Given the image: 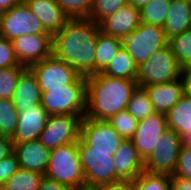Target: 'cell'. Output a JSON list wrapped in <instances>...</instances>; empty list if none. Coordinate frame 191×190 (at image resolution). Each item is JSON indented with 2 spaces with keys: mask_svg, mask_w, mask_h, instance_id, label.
Listing matches in <instances>:
<instances>
[{
  "mask_svg": "<svg viewBox=\"0 0 191 190\" xmlns=\"http://www.w3.org/2000/svg\"><path fill=\"white\" fill-rule=\"evenodd\" d=\"M133 182L134 190H171L169 174L143 171Z\"/></svg>",
  "mask_w": 191,
  "mask_h": 190,
  "instance_id": "cell-31",
  "label": "cell"
},
{
  "mask_svg": "<svg viewBox=\"0 0 191 190\" xmlns=\"http://www.w3.org/2000/svg\"><path fill=\"white\" fill-rule=\"evenodd\" d=\"M168 129L166 115L155 112L139 120L136 132L131 138L139 156L145 161L156 147L160 135Z\"/></svg>",
  "mask_w": 191,
  "mask_h": 190,
  "instance_id": "cell-13",
  "label": "cell"
},
{
  "mask_svg": "<svg viewBox=\"0 0 191 190\" xmlns=\"http://www.w3.org/2000/svg\"><path fill=\"white\" fill-rule=\"evenodd\" d=\"M27 69L23 65L0 69V98L13 99L20 75Z\"/></svg>",
  "mask_w": 191,
  "mask_h": 190,
  "instance_id": "cell-32",
  "label": "cell"
},
{
  "mask_svg": "<svg viewBox=\"0 0 191 190\" xmlns=\"http://www.w3.org/2000/svg\"><path fill=\"white\" fill-rule=\"evenodd\" d=\"M12 41L0 36V69L18 66Z\"/></svg>",
  "mask_w": 191,
  "mask_h": 190,
  "instance_id": "cell-37",
  "label": "cell"
},
{
  "mask_svg": "<svg viewBox=\"0 0 191 190\" xmlns=\"http://www.w3.org/2000/svg\"><path fill=\"white\" fill-rule=\"evenodd\" d=\"M191 28V1L171 0L163 29L168 39Z\"/></svg>",
  "mask_w": 191,
  "mask_h": 190,
  "instance_id": "cell-22",
  "label": "cell"
},
{
  "mask_svg": "<svg viewBox=\"0 0 191 190\" xmlns=\"http://www.w3.org/2000/svg\"><path fill=\"white\" fill-rule=\"evenodd\" d=\"M85 115H49L39 141L49 150L78 142Z\"/></svg>",
  "mask_w": 191,
  "mask_h": 190,
  "instance_id": "cell-11",
  "label": "cell"
},
{
  "mask_svg": "<svg viewBox=\"0 0 191 190\" xmlns=\"http://www.w3.org/2000/svg\"><path fill=\"white\" fill-rule=\"evenodd\" d=\"M42 92L38 81L32 71L27 68L18 79L16 90L13 96V104L18 112H21L32 105L41 104Z\"/></svg>",
  "mask_w": 191,
  "mask_h": 190,
  "instance_id": "cell-21",
  "label": "cell"
},
{
  "mask_svg": "<svg viewBox=\"0 0 191 190\" xmlns=\"http://www.w3.org/2000/svg\"><path fill=\"white\" fill-rule=\"evenodd\" d=\"M21 2L22 0H0V13L8 11Z\"/></svg>",
  "mask_w": 191,
  "mask_h": 190,
  "instance_id": "cell-44",
  "label": "cell"
},
{
  "mask_svg": "<svg viewBox=\"0 0 191 190\" xmlns=\"http://www.w3.org/2000/svg\"><path fill=\"white\" fill-rule=\"evenodd\" d=\"M43 174L27 169L19 170L9 178L3 187L4 190H37Z\"/></svg>",
  "mask_w": 191,
  "mask_h": 190,
  "instance_id": "cell-28",
  "label": "cell"
},
{
  "mask_svg": "<svg viewBox=\"0 0 191 190\" xmlns=\"http://www.w3.org/2000/svg\"><path fill=\"white\" fill-rule=\"evenodd\" d=\"M182 142L184 146L191 148V130L182 138Z\"/></svg>",
  "mask_w": 191,
  "mask_h": 190,
  "instance_id": "cell-46",
  "label": "cell"
},
{
  "mask_svg": "<svg viewBox=\"0 0 191 190\" xmlns=\"http://www.w3.org/2000/svg\"><path fill=\"white\" fill-rule=\"evenodd\" d=\"M50 35L24 1L0 13V36L8 40L24 35Z\"/></svg>",
  "mask_w": 191,
  "mask_h": 190,
  "instance_id": "cell-9",
  "label": "cell"
},
{
  "mask_svg": "<svg viewBox=\"0 0 191 190\" xmlns=\"http://www.w3.org/2000/svg\"><path fill=\"white\" fill-rule=\"evenodd\" d=\"M124 140L107 121L84 117L77 142L78 151L115 152Z\"/></svg>",
  "mask_w": 191,
  "mask_h": 190,
  "instance_id": "cell-7",
  "label": "cell"
},
{
  "mask_svg": "<svg viewBox=\"0 0 191 190\" xmlns=\"http://www.w3.org/2000/svg\"><path fill=\"white\" fill-rule=\"evenodd\" d=\"M44 176L74 190L85 189L78 143L72 142L51 150Z\"/></svg>",
  "mask_w": 191,
  "mask_h": 190,
  "instance_id": "cell-3",
  "label": "cell"
},
{
  "mask_svg": "<svg viewBox=\"0 0 191 190\" xmlns=\"http://www.w3.org/2000/svg\"><path fill=\"white\" fill-rule=\"evenodd\" d=\"M102 74L115 78L136 80L138 67L126 49L121 47Z\"/></svg>",
  "mask_w": 191,
  "mask_h": 190,
  "instance_id": "cell-25",
  "label": "cell"
},
{
  "mask_svg": "<svg viewBox=\"0 0 191 190\" xmlns=\"http://www.w3.org/2000/svg\"><path fill=\"white\" fill-rule=\"evenodd\" d=\"M181 66L166 45L151 55L138 67L136 81L138 86L166 83L180 79Z\"/></svg>",
  "mask_w": 191,
  "mask_h": 190,
  "instance_id": "cell-6",
  "label": "cell"
},
{
  "mask_svg": "<svg viewBox=\"0 0 191 190\" xmlns=\"http://www.w3.org/2000/svg\"><path fill=\"white\" fill-rule=\"evenodd\" d=\"M119 40L121 47L126 49L137 67L156 51L168 45L163 27L142 22L133 32L122 36Z\"/></svg>",
  "mask_w": 191,
  "mask_h": 190,
  "instance_id": "cell-5",
  "label": "cell"
},
{
  "mask_svg": "<svg viewBox=\"0 0 191 190\" xmlns=\"http://www.w3.org/2000/svg\"><path fill=\"white\" fill-rule=\"evenodd\" d=\"M19 121L18 111L11 99L0 98V135L12 137Z\"/></svg>",
  "mask_w": 191,
  "mask_h": 190,
  "instance_id": "cell-30",
  "label": "cell"
},
{
  "mask_svg": "<svg viewBox=\"0 0 191 190\" xmlns=\"http://www.w3.org/2000/svg\"><path fill=\"white\" fill-rule=\"evenodd\" d=\"M165 115L168 129L183 138L191 130V95L184 93Z\"/></svg>",
  "mask_w": 191,
  "mask_h": 190,
  "instance_id": "cell-23",
  "label": "cell"
},
{
  "mask_svg": "<svg viewBox=\"0 0 191 190\" xmlns=\"http://www.w3.org/2000/svg\"><path fill=\"white\" fill-rule=\"evenodd\" d=\"M11 41L17 61L27 68L52 55L51 35H24Z\"/></svg>",
  "mask_w": 191,
  "mask_h": 190,
  "instance_id": "cell-14",
  "label": "cell"
},
{
  "mask_svg": "<svg viewBox=\"0 0 191 190\" xmlns=\"http://www.w3.org/2000/svg\"><path fill=\"white\" fill-rule=\"evenodd\" d=\"M31 12L39 18L47 33L52 37L58 33L69 20L56 0H24Z\"/></svg>",
  "mask_w": 191,
  "mask_h": 190,
  "instance_id": "cell-19",
  "label": "cell"
},
{
  "mask_svg": "<svg viewBox=\"0 0 191 190\" xmlns=\"http://www.w3.org/2000/svg\"><path fill=\"white\" fill-rule=\"evenodd\" d=\"M37 190H74V189L67 185L58 183L54 180H51L43 176Z\"/></svg>",
  "mask_w": 191,
  "mask_h": 190,
  "instance_id": "cell-39",
  "label": "cell"
},
{
  "mask_svg": "<svg viewBox=\"0 0 191 190\" xmlns=\"http://www.w3.org/2000/svg\"><path fill=\"white\" fill-rule=\"evenodd\" d=\"M14 153L17 155L20 168L45 174L51 150L39 139L14 144Z\"/></svg>",
  "mask_w": 191,
  "mask_h": 190,
  "instance_id": "cell-18",
  "label": "cell"
},
{
  "mask_svg": "<svg viewBox=\"0 0 191 190\" xmlns=\"http://www.w3.org/2000/svg\"><path fill=\"white\" fill-rule=\"evenodd\" d=\"M141 24L140 9L132 4H126L100 24V31L120 39L133 32Z\"/></svg>",
  "mask_w": 191,
  "mask_h": 190,
  "instance_id": "cell-17",
  "label": "cell"
},
{
  "mask_svg": "<svg viewBox=\"0 0 191 190\" xmlns=\"http://www.w3.org/2000/svg\"><path fill=\"white\" fill-rule=\"evenodd\" d=\"M136 80L115 78L102 73L86 77V118L108 121L127 109Z\"/></svg>",
  "mask_w": 191,
  "mask_h": 190,
  "instance_id": "cell-2",
  "label": "cell"
},
{
  "mask_svg": "<svg viewBox=\"0 0 191 190\" xmlns=\"http://www.w3.org/2000/svg\"><path fill=\"white\" fill-rule=\"evenodd\" d=\"M170 181L171 190H191V180L171 174Z\"/></svg>",
  "mask_w": 191,
  "mask_h": 190,
  "instance_id": "cell-42",
  "label": "cell"
},
{
  "mask_svg": "<svg viewBox=\"0 0 191 190\" xmlns=\"http://www.w3.org/2000/svg\"><path fill=\"white\" fill-rule=\"evenodd\" d=\"M14 152V144L10 137L0 135V161Z\"/></svg>",
  "mask_w": 191,
  "mask_h": 190,
  "instance_id": "cell-41",
  "label": "cell"
},
{
  "mask_svg": "<svg viewBox=\"0 0 191 190\" xmlns=\"http://www.w3.org/2000/svg\"><path fill=\"white\" fill-rule=\"evenodd\" d=\"M149 99L158 113L166 114L182 97L184 88L182 80L152 84L144 87Z\"/></svg>",
  "mask_w": 191,
  "mask_h": 190,
  "instance_id": "cell-20",
  "label": "cell"
},
{
  "mask_svg": "<svg viewBox=\"0 0 191 190\" xmlns=\"http://www.w3.org/2000/svg\"><path fill=\"white\" fill-rule=\"evenodd\" d=\"M69 19L90 18L92 0H56Z\"/></svg>",
  "mask_w": 191,
  "mask_h": 190,
  "instance_id": "cell-35",
  "label": "cell"
},
{
  "mask_svg": "<svg viewBox=\"0 0 191 190\" xmlns=\"http://www.w3.org/2000/svg\"><path fill=\"white\" fill-rule=\"evenodd\" d=\"M80 190H95V189H87V188H85V189H80Z\"/></svg>",
  "mask_w": 191,
  "mask_h": 190,
  "instance_id": "cell-47",
  "label": "cell"
},
{
  "mask_svg": "<svg viewBox=\"0 0 191 190\" xmlns=\"http://www.w3.org/2000/svg\"><path fill=\"white\" fill-rule=\"evenodd\" d=\"M17 155L13 152L8 157L0 161V188H3L5 182L19 170Z\"/></svg>",
  "mask_w": 191,
  "mask_h": 190,
  "instance_id": "cell-38",
  "label": "cell"
},
{
  "mask_svg": "<svg viewBox=\"0 0 191 190\" xmlns=\"http://www.w3.org/2000/svg\"><path fill=\"white\" fill-rule=\"evenodd\" d=\"M171 0H151L140 9V20L145 24L164 26Z\"/></svg>",
  "mask_w": 191,
  "mask_h": 190,
  "instance_id": "cell-27",
  "label": "cell"
},
{
  "mask_svg": "<svg viewBox=\"0 0 191 190\" xmlns=\"http://www.w3.org/2000/svg\"><path fill=\"white\" fill-rule=\"evenodd\" d=\"M180 79L182 80L184 93L191 95V63L181 67Z\"/></svg>",
  "mask_w": 191,
  "mask_h": 190,
  "instance_id": "cell-40",
  "label": "cell"
},
{
  "mask_svg": "<svg viewBox=\"0 0 191 190\" xmlns=\"http://www.w3.org/2000/svg\"><path fill=\"white\" fill-rule=\"evenodd\" d=\"M126 110L138 121L156 112L145 88L140 86L133 91Z\"/></svg>",
  "mask_w": 191,
  "mask_h": 190,
  "instance_id": "cell-26",
  "label": "cell"
},
{
  "mask_svg": "<svg viewBox=\"0 0 191 190\" xmlns=\"http://www.w3.org/2000/svg\"><path fill=\"white\" fill-rule=\"evenodd\" d=\"M150 1L151 0H128V3L132 4L135 8L141 9L143 6H145Z\"/></svg>",
  "mask_w": 191,
  "mask_h": 190,
  "instance_id": "cell-45",
  "label": "cell"
},
{
  "mask_svg": "<svg viewBox=\"0 0 191 190\" xmlns=\"http://www.w3.org/2000/svg\"><path fill=\"white\" fill-rule=\"evenodd\" d=\"M116 176L122 181H134L144 171V161L131 139H125L113 155Z\"/></svg>",
  "mask_w": 191,
  "mask_h": 190,
  "instance_id": "cell-16",
  "label": "cell"
},
{
  "mask_svg": "<svg viewBox=\"0 0 191 190\" xmlns=\"http://www.w3.org/2000/svg\"><path fill=\"white\" fill-rule=\"evenodd\" d=\"M98 23L89 18L69 19L52 37V54L72 66L80 75L96 74Z\"/></svg>",
  "mask_w": 191,
  "mask_h": 190,
  "instance_id": "cell-1",
  "label": "cell"
},
{
  "mask_svg": "<svg viewBox=\"0 0 191 190\" xmlns=\"http://www.w3.org/2000/svg\"><path fill=\"white\" fill-rule=\"evenodd\" d=\"M124 139H131L137 129L138 120L125 110L107 121Z\"/></svg>",
  "mask_w": 191,
  "mask_h": 190,
  "instance_id": "cell-34",
  "label": "cell"
},
{
  "mask_svg": "<svg viewBox=\"0 0 191 190\" xmlns=\"http://www.w3.org/2000/svg\"><path fill=\"white\" fill-rule=\"evenodd\" d=\"M29 69L35 75L42 93L71 84L80 75L72 66L53 54L31 65Z\"/></svg>",
  "mask_w": 191,
  "mask_h": 190,
  "instance_id": "cell-12",
  "label": "cell"
},
{
  "mask_svg": "<svg viewBox=\"0 0 191 190\" xmlns=\"http://www.w3.org/2000/svg\"><path fill=\"white\" fill-rule=\"evenodd\" d=\"M19 121L11 137L13 144L38 140L46 126L49 114L42 104H35L18 112Z\"/></svg>",
  "mask_w": 191,
  "mask_h": 190,
  "instance_id": "cell-15",
  "label": "cell"
},
{
  "mask_svg": "<svg viewBox=\"0 0 191 190\" xmlns=\"http://www.w3.org/2000/svg\"><path fill=\"white\" fill-rule=\"evenodd\" d=\"M173 174L191 180V148L182 146Z\"/></svg>",
  "mask_w": 191,
  "mask_h": 190,
  "instance_id": "cell-36",
  "label": "cell"
},
{
  "mask_svg": "<svg viewBox=\"0 0 191 190\" xmlns=\"http://www.w3.org/2000/svg\"><path fill=\"white\" fill-rule=\"evenodd\" d=\"M112 151H79L85 188L96 189L121 180L116 176Z\"/></svg>",
  "mask_w": 191,
  "mask_h": 190,
  "instance_id": "cell-8",
  "label": "cell"
},
{
  "mask_svg": "<svg viewBox=\"0 0 191 190\" xmlns=\"http://www.w3.org/2000/svg\"><path fill=\"white\" fill-rule=\"evenodd\" d=\"M86 76L42 93L41 104L49 115H86Z\"/></svg>",
  "mask_w": 191,
  "mask_h": 190,
  "instance_id": "cell-4",
  "label": "cell"
},
{
  "mask_svg": "<svg viewBox=\"0 0 191 190\" xmlns=\"http://www.w3.org/2000/svg\"><path fill=\"white\" fill-rule=\"evenodd\" d=\"M168 45L181 67L191 63V28L168 39Z\"/></svg>",
  "mask_w": 191,
  "mask_h": 190,
  "instance_id": "cell-29",
  "label": "cell"
},
{
  "mask_svg": "<svg viewBox=\"0 0 191 190\" xmlns=\"http://www.w3.org/2000/svg\"><path fill=\"white\" fill-rule=\"evenodd\" d=\"M126 4L128 0H92L89 19L100 24Z\"/></svg>",
  "mask_w": 191,
  "mask_h": 190,
  "instance_id": "cell-33",
  "label": "cell"
},
{
  "mask_svg": "<svg viewBox=\"0 0 191 190\" xmlns=\"http://www.w3.org/2000/svg\"><path fill=\"white\" fill-rule=\"evenodd\" d=\"M121 48L120 40L99 31L96 41V74L102 73Z\"/></svg>",
  "mask_w": 191,
  "mask_h": 190,
  "instance_id": "cell-24",
  "label": "cell"
},
{
  "mask_svg": "<svg viewBox=\"0 0 191 190\" xmlns=\"http://www.w3.org/2000/svg\"><path fill=\"white\" fill-rule=\"evenodd\" d=\"M182 146V137L174 130L167 129L160 135L154 151L144 161V171L149 173L173 174Z\"/></svg>",
  "mask_w": 191,
  "mask_h": 190,
  "instance_id": "cell-10",
  "label": "cell"
},
{
  "mask_svg": "<svg viewBox=\"0 0 191 190\" xmlns=\"http://www.w3.org/2000/svg\"><path fill=\"white\" fill-rule=\"evenodd\" d=\"M95 190H134V182L122 180L120 182L100 186Z\"/></svg>",
  "mask_w": 191,
  "mask_h": 190,
  "instance_id": "cell-43",
  "label": "cell"
}]
</instances>
